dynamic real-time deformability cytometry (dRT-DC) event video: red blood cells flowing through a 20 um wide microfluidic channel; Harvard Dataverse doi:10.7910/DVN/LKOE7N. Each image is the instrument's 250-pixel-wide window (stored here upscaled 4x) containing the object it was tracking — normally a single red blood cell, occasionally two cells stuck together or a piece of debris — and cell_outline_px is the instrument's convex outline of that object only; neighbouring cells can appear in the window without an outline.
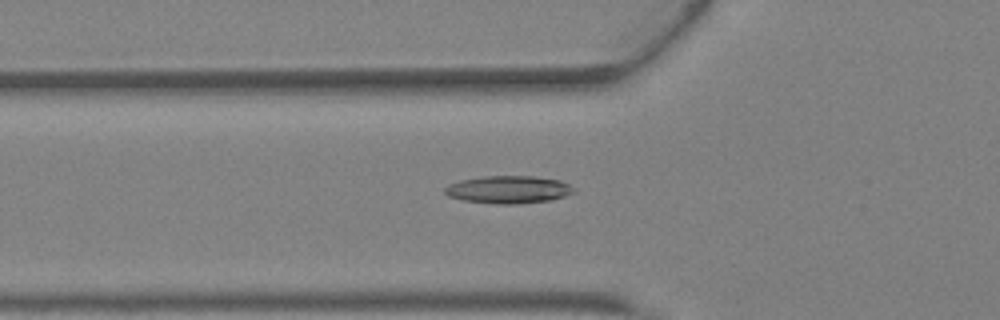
{"species": "Egyptian fruit bat (a non-hibernating species)", "species_latin": "Rousettus aegyptiacus", "temperature_condition": "warm", "stored_images_in_passage": 22, "camera_frame_rate_fps": 3000, "um_per_image_px": 0.085, "animal": {"sex": "female"}, "frame": {"image": 1, "passage_image": 3, "time_ms": 0.667, "image_size_px": [1000, 320], "cell_outline_px": [[576, 192], [552, 200], [520, 204], [496, 204], [464, 200], [448, 196], [444, 192], [444, 188], [448, 184], [460, 180], [484, 176], [532, 176], [560, 180], [576, 188]], "centroid_in_image_um": [43.24, 16.12], "position_along_channel_um": 82.6, "area_um2": 20.92}}
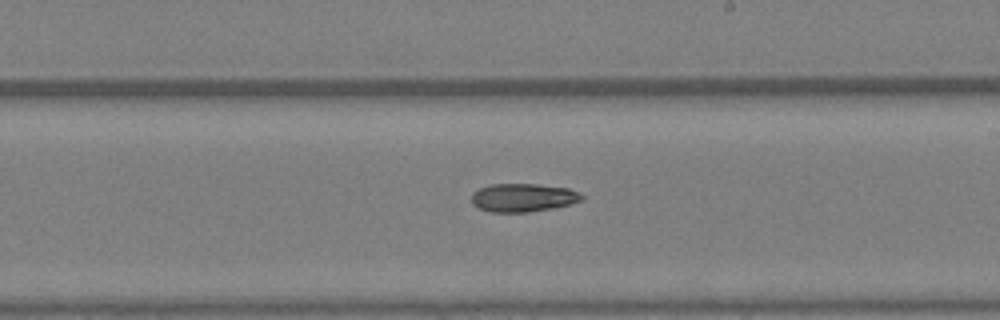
{"frame": {"image": 2, "passage_image": 13, "time_ms": 4.0, "image_size_px": [1000, 320], "cell_outline_px": [[584, 196], [580, 200], [568, 204], [552, 208], [528, 212], [492, 212], [480, 208], [472, 204], [472, 192], [480, 188], [492, 184], [536, 184], [568, 188], [580, 192]], "centroid_in_image_um": [44.44, 16.79], "position_along_channel_um": 244.6, "area_um2": 18.03}}
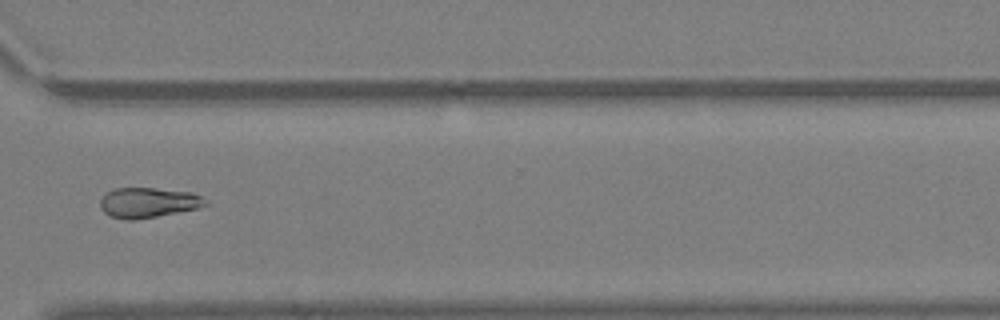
{"frame": {"image": 3, "passage_image": 20, "time_ms": 6.333, "image_size_px": [1000, 320], "cell_outline_px": [[208, 204], [196, 208], [156, 216], [132, 220], [124, 220], [108, 216], [100, 208], [100, 200], [108, 192], [116, 188], [156, 188], [192, 192], [208, 200]], "centroid_in_image_um": [12.58, 17.22], "position_along_channel_um": 358.0, "area_um2": 18.38}}